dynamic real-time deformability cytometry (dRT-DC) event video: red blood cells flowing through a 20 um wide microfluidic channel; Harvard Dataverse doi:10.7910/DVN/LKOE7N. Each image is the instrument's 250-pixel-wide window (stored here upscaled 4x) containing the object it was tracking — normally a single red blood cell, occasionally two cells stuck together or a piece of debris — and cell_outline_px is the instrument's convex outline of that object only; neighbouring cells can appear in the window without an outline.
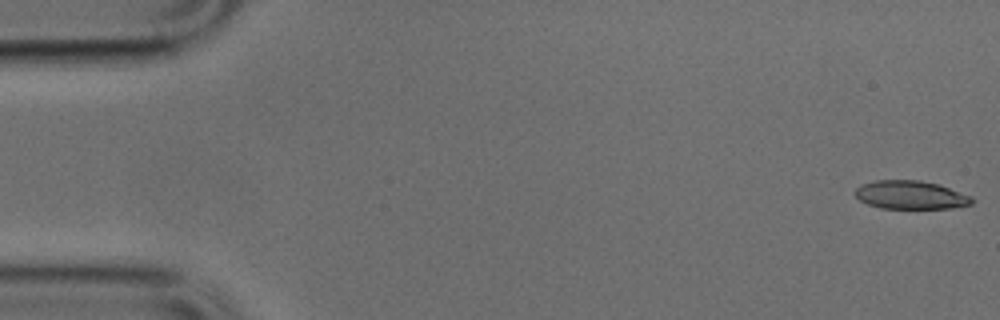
{"species": "common noctule bat (a hibernating species)", "species_latin": "Nyctalus noctula", "temperature_condition": "cold", "stored_images_in_passage": 50, "camera_frame_rate_fps": 3000, "um_per_image_px": 0.085, "animal": {"sex": "male", "body_mass_g": 17.9, "forearm_length_mm": 54.2}, "frame": {"image": 1, "passage_image": 1, "time_ms": 0.0, "image_size_px": [1000, 320], "cell_outline_px": [[976, 200], [972, 204], [952, 208], [880, 208], [868, 204], [860, 200], [852, 192], [856, 188], [864, 184], [876, 180], [920, 180], [940, 184], [972, 196]], "centroid_in_image_um": [77.44, 16.57], "position_along_channel_um": 7.6, "area_um2": 19.48}}
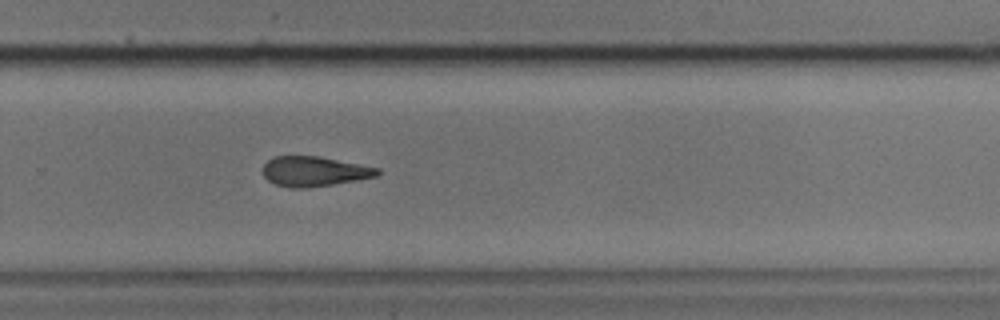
{"frame": {"image": 2, "passage_image": 33, "time_ms": 10.667, "image_size_px": [1000, 320], "cell_outline_px": [[380, 172], [376, 176], [356, 180], [332, 184], [304, 188], [292, 188], [276, 184], [268, 180], [264, 176], [264, 164], [272, 156], [320, 156], [380, 168]], "centroid_in_image_um": [26.71, 14.55], "position_along_channel_um": 303.1, "area_um2": 19.83}}
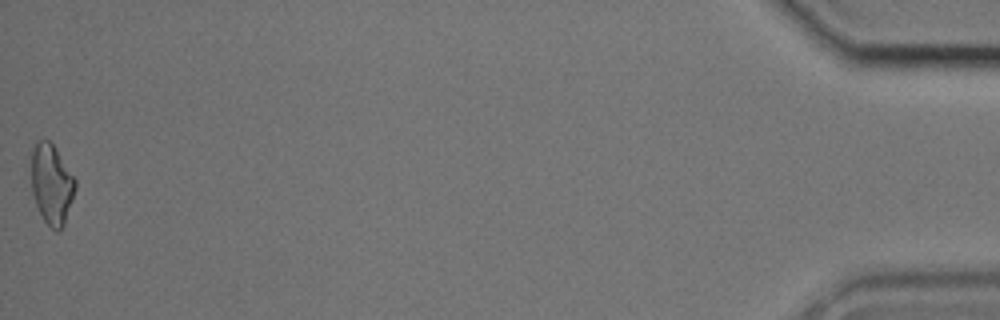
{"frame": {"image": 3, "passage_image": 50, "time_ms": 16.333, "image_size_px": [1000, 320], "cell_outline_px": [[76, 188], [64, 224], [60, 232], [56, 232], [44, 220], [36, 204], [32, 192], [32, 148], [36, 140], [48, 140], [56, 148], [76, 180]], "centroid_in_image_um": [4.39, 15.65], "position_along_channel_um": 430.8, "area_um2": 20.4}}